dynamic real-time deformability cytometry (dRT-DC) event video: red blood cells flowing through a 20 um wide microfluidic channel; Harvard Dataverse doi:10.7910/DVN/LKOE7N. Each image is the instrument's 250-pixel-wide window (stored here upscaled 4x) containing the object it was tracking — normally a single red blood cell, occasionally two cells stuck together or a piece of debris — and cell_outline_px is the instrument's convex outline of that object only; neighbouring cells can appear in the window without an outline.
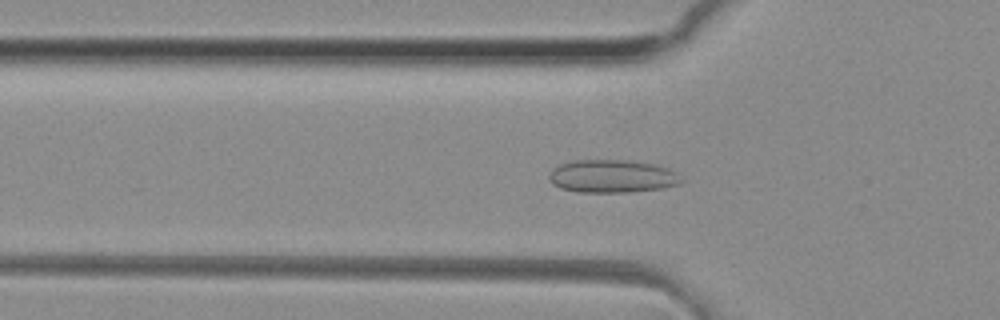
{"species": "common noctule bat (a hibernating species)", "species_latin": "Nyctalus noctula", "temperature_condition": "room temperature", "stored_images_in_passage": 48, "camera_frame_rate_fps": 3000, "um_per_image_px": 0.085, "animal": {"sex": "female", "body_mass_g": 29.2, "forearm_length_mm": 56.3}, "frame": {"image": 1, "passage_image": 15, "time_ms": 4.667, "image_size_px": [1000, 320], "cell_outline_px": [[684, 180], [680, 184], [660, 188], [628, 192], [576, 192], [560, 188], [552, 184], [548, 180], [548, 176], [552, 168], [560, 164], [576, 160], [632, 160], [656, 164], [668, 168], [676, 172]], "centroid_in_image_um": [52.02, 14.97], "position_along_channel_um": 73.8, "area_um2": 25.66}}
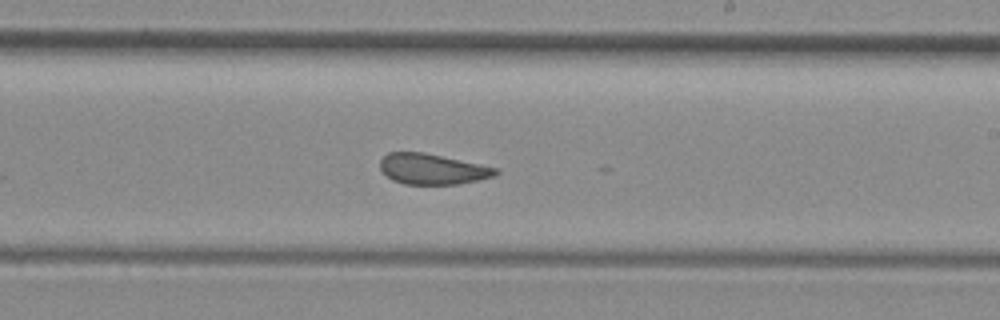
{"frame": {"image": 2, "passage_image": 28, "time_ms": 9.0, "image_size_px": [1000, 320], "cell_outline_px": [[500, 172], [496, 176], [456, 184], [404, 184], [392, 180], [380, 168], [380, 160], [388, 152], [424, 152], [500, 168]], "centroid_in_image_um": [36.78, 14.36], "position_along_channel_um": 252.2, "area_um2": 20.63}}
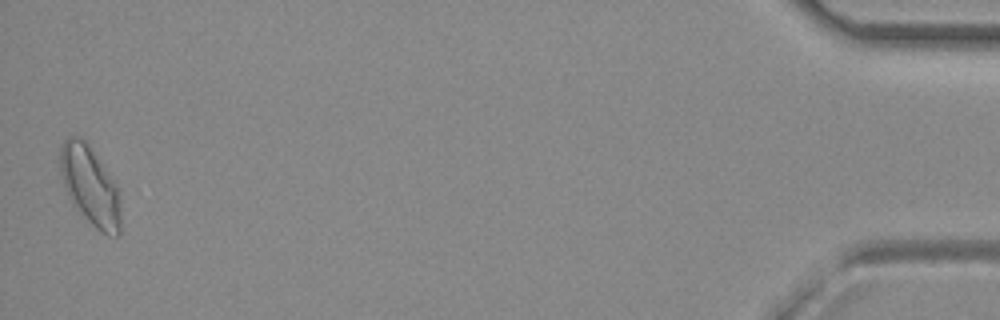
{"frame": {"image": 3, "passage_image": 48, "time_ms": 15.667, "image_size_px": [1000, 320], "cell_outline_px": [[120, 236], [108, 236], [100, 232], [72, 204], [64, 184], [60, 172], [60, 148], [64, 140], [68, 136], [80, 136], [84, 140], [116, 184], [120, 192]], "centroid_in_image_um": [7.67, 15.82], "position_along_channel_um": 427.5, "area_um2": 27.63}, "authors_computed_cell_mechanics": {"area_um2": 22.2241, "velocity_mm_per_s": 4.1158, "shape_relaxation_time_tau1_ms": null, "shape_relaxation_time_tau2_ms": 1.0637, "deformation_change_tau1": null, "deformation_change_tau2": 0.0719}}